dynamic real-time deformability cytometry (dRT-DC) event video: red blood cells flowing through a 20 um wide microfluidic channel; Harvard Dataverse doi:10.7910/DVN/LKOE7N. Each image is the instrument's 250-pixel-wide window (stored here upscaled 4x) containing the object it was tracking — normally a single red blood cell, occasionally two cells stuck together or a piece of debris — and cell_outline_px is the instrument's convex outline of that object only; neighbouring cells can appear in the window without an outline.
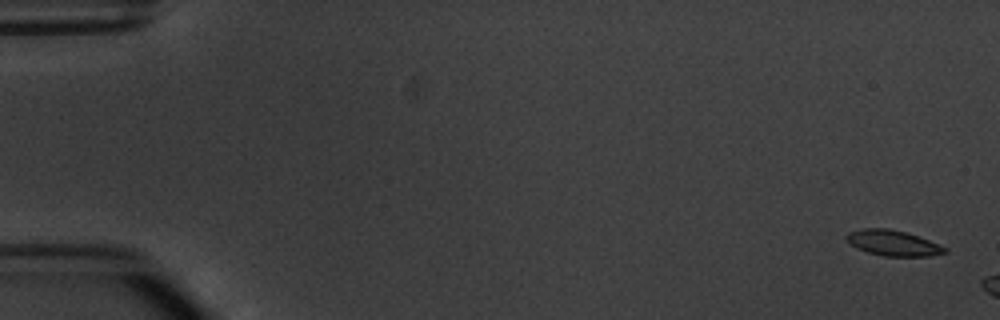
{"species": "common noctule bat (a hibernating species)", "species_latin": "Nyctalus noctula", "temperature_condition": "warm", "stored_images_in_passage": 3, "camera_frame_rate_fps": 3000, "um_per_image_px": 0.085, "animal": {"sex": "male", "body_mass_g": 20.1, "forearm_length_mm": 53.5}, "frame": {"image": 1, "passage_image": 1, "time_ms": 0.0, "image_size_px": [1000, 320], "cell_outline_px": [[948, 252], [928, 256], [884, 256], [868, 252], [856, 248], [848, 244], [844, 236], [848, 232], [864, 228], [888, 228], [904, 232], [928, 240], [948, 248]], "centroid_in_image_um": [75.85, 20.65], "position_along_channel_um": 9.1, "area_um2": 14.62}}